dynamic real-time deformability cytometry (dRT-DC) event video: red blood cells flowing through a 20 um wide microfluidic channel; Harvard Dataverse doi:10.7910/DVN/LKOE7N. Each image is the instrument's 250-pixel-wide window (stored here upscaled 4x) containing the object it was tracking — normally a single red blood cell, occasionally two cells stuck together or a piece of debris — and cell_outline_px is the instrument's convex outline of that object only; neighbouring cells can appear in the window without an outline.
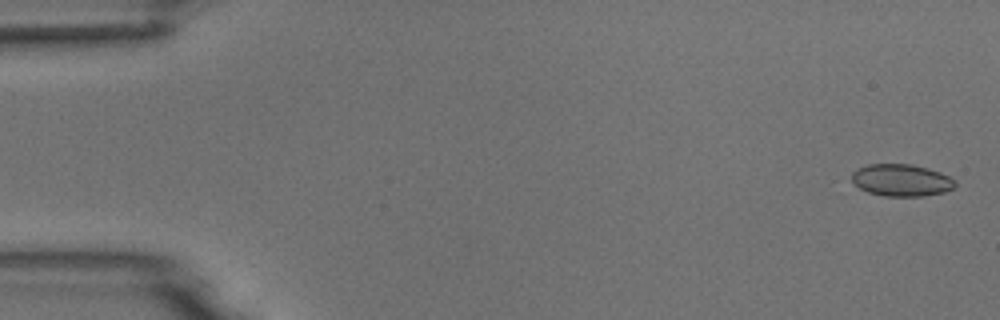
{"species": "common noctule bat (a hibernating species)", "species_latin": "Nyctalus noctula", "temperature_condition": "room temperature", "stored_images_in_passage": 5, "camera_frame_rate_fps": 3000, "um_per_image_px": 0.085, "animal": {"sex": "male", "body_mass_g": 18.8}, "frame": {"image": 1, "passage_image": 1, "time_ms": 0.0, "image_size_px": [1000, 320], "cell_outline_px": [[956, 184], [952, 188], [944, 192], [924, 196], [884, 196], [868, 192], [860, 188], [852, 180], [852, 172], [856, 168], [868, 164], [912, 164], [928, 168], [940, 172], [956, 180]], "centroid_in_image_um": [76.62, 15.31], "position_along_channel_um": 8.4, "area_um2": 19.36}}
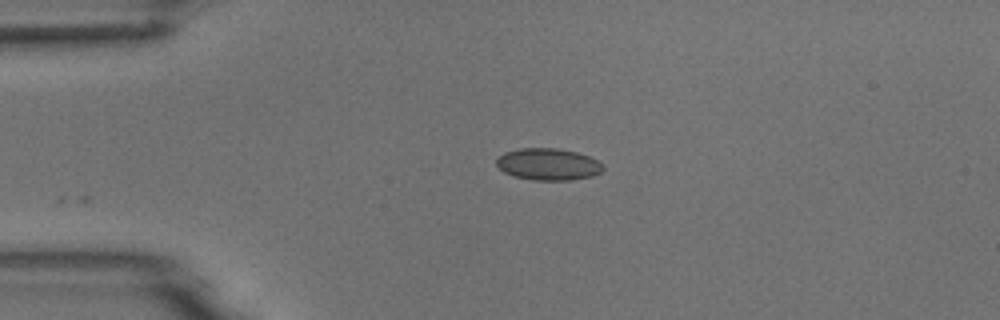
{"frame": {"image": 2, "passage_image": 4, "time_ms": 1.0, "image_size_px": [1000, 320], "cell_outline_px": [[604, 168], [600, 172], [592, 176], [568, 180], [532, 180], [516, 176], [504, 172], [496, 164], [496, 160], [504, 152], [520, 148], [556, 148], [576, 152], [588, 156], [596, 160]], "centroid_in_image_um": [46.57, 13.96], "position_along_channel_um": 38.4, "area_um2": 19.54}}